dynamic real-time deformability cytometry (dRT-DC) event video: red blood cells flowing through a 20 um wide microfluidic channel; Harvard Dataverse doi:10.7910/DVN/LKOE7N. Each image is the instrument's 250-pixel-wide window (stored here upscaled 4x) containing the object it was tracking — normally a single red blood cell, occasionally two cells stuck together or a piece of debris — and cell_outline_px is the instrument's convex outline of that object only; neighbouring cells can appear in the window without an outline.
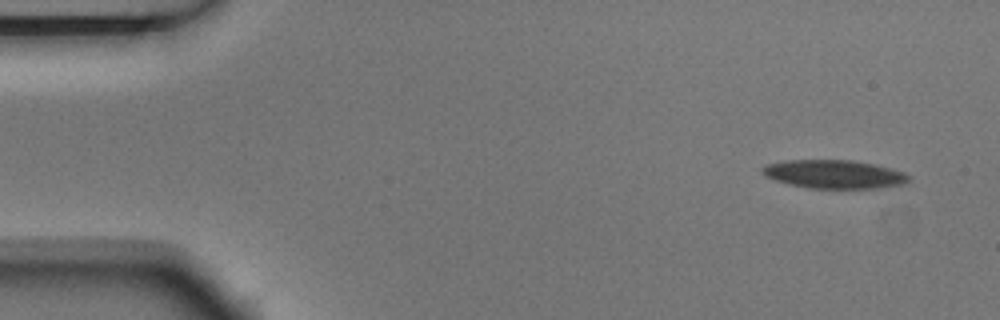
{"species": "Egyptian fruit bat (a non-hibernating species)", "species_latin": "Rousettus aegyptiacus", "temperature_condition": "room temperature", "stored_images_in_passage": 4, "camera_frame_rate_fps": 3000, "um_per_image_px": 0.085, "animal": {"sex": "male"}, "frame": {"image": 1, "passage_image": 1, "time_ms": 0.0, "image_size_px": [1000, 320], "cell_outline_px": [[908, 180], [904, 184], [880, 188], [808, 188], [776, 180], [764, 176], [764, 168], [768, 164], [784, 160], [852, 160], [872, 164], [904, 172], [908, 176]], "centroid_in_image_um": [70.91, 14.81], "position_along_channel_um": 14.1, "area_um2": 23.87}}
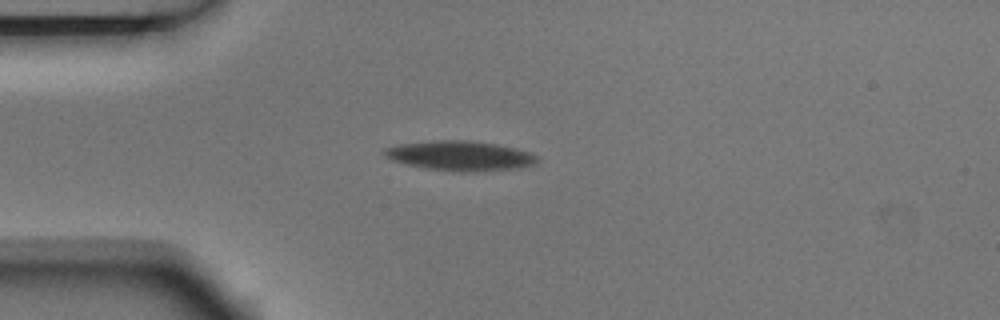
{"frame": {"image": 2, "passage_image": 4, "time_ms": 1.0, "image_size_px": [1000, 320], "cell_outline_px": [[540, 160], [536, 164], [516, 168], [476, 172], [452, 172], [428, 168], [408, 164], [392, 160], [384, 156], [384, 148], [400, 144], [432, 140], [472, 140], [496, 144], [516, 148], [528, 152], [536, 156]], "centroid_in_image_um": [39.12, 13.24], "position_along_channel_um": 45.9, "area_um2": 26.59}}